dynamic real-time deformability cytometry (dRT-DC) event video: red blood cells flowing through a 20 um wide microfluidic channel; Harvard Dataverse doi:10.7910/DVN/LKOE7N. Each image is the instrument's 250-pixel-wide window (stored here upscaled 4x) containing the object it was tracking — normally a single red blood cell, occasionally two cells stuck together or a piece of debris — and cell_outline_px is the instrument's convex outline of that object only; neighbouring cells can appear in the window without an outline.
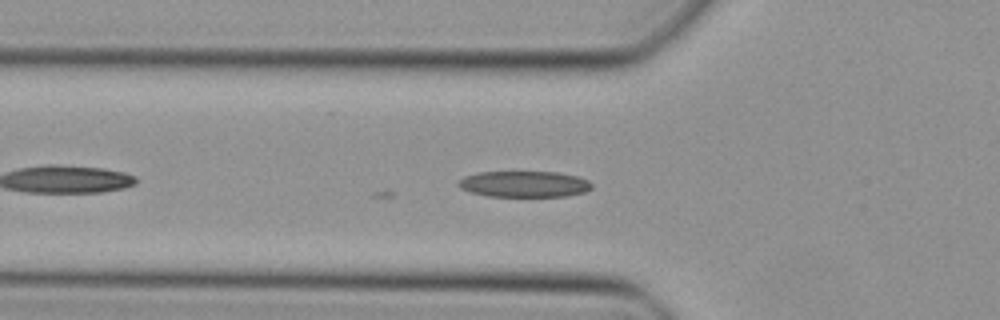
{"species": "Egyptian fruit bat (a non-hibernating species)", "species_latin": "Rousettus aegyptiacus", "temperature_condition": "cold", "stored_images_in_passage": 34, "camera_frame_rate_fps": 3000, "um_per_image_px": 0.085, "animal": {"sex": "female"}, "frame": {"image": 1, "passage_image": 6, "time_ms": 1.667, "image_size_px": [1000, 320], "cell_outline_px": [[592, 188], [584, 192], [568, 196], [488, 196], [472, 192], [460, 188], [456, 184], [464, 176], [480, 172], [556, 172], [576, 176], [588, 180], [592, 184]], "centroid_in_image_um": [44.56, 15.64], "position_along_channel_um": 81.2, "area_um2": 20.17}}